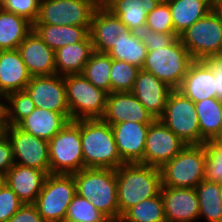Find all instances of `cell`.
<instances>
[{
  "label": "cell",
  "instance_id": "6da1fadb",
  "mask_svg": "<svg viewBox=\"0 0 222 222\" xmlns=\"http://www.w3.org/2000/svg\"><path fill=\"white\" fill-rule=\"evenodd\" d=\"M115 173L119 221L129 208L160 193L162 181L158 167L141 163H124L115 170Z\"/></svg>",
  "mask_w": 222,
  "mask_h": 222
},
{
  "label": "cell",
  "instance_id": "7a4b0ae2",
  "mask_svg": "<svg viewBox=\"0 0 222 222\" xmlns=\"http://www.w3.org/2000/svg\"><path fill=\"white\" fill-rule=\"evenodd\" d=\"M76 194L90 203L111 222H119L117 179L114 169L83 168L73 173Z\"/></svg>",
  "mask_w": 222,
  "mask_h": 222
},
{
  "label": "cell",
  "instance_id": "3957f363",
  "mask_svg": "<svg viewBox=\"0 0 222 222\" xmlns=\"http://www.w3.org/2000/svg\"><path fill=\"white\" fill-rule=\"evenodd\" d=\"M81 142L84 168L116 170L124 164L111 125L102 119H81Z\"/></svg>",
  "mask_w": 222,
  "mask_h": 222
},
{
  "label": "cell",
  "instance_id": "277c9868",
  "mask_svg": "<svg viewBox=\"0 0 222 222\" xmlns=\"http://www.w3.org/2000/svg\"><path fill=\"white\" fill-rule=\"evenodd\" d=\"M194 61L179 37L168 47L147 51L142 70L152 73L172 89H178Z\"/></svg>",
  "mask_w": 222,
  "mask_h": 222
},
{
  "label": "cell",
  "instance_id": "5b68a950",
  "mask_svg": "<svg viewBox=\"0 0 222 222\" xmlns=\"http://www.w3.org/2000/svg\"><path fill=\"white\" fill-rule=\"evenodd\" d=\"M205 160L204 144L186 145L160 168L162 186L195 188L204 180Z\"/></svg>",
  "mask_w": 222,
  "mask_h": 222
},
{
  "label": "cell",
  "instance_id": "8992f818",
  "mask_svg": "<svg viewBox=\"0 0 222 222\" xmlns=\"http://www.w3.org/2000/svg\"><path fill=\"white\" fill-rule=\"evenodd\" d=\"M48 145L51 174H73L84 168L81 120L68 121Z\"/></svg>",
  "mask_w": 222,
  "mask_h": 222
},
{
  "label": "cell",
  "instance_id": "52a82bcc",
  "mask_svg": "<svg viewBox=\"0 0 222 222\" xmlns=\"http://www.w3.org/2000/svg\"><path fill=\"white\" fill-rule=\"evenodd\" d=\"M70 121L101 119L108 93L95 87L82 74L64 76Z\"/></svg>",
  "mask_w": 222,
  "mask_h": 222
},
{
  "label": "cell",
  "instance_id": "ba28073f",
  "mask_svg": "<svg viewBox=\"0 0 222 222\" xmlns=\"http://www.w3.org/2000/svg\"><path fill=\"white\" fill-rule=\"evenodd\" d=\"M76 195L73 174H48L33 203L45 222L65 220L68 206Z\"/></svg>",
  "mask_w": 222,
  "mask_h": 222
},
{
  "label": "cell",
  "instance_id": "9c48e42d",
  "mask_svg": "<svg viewBox=\"0 0 222 222\" xmlns=\"http://www.w3.org/2000/svg\"><path fill=\"white\" fill-rule=\"evenodd\" d=\"M194 60L217 58L222 52V21L211 10L179 35Z\"/></svg>",
  "mask_w": 222,
  "mask_h": 222
},
{
  "label": "cell",
  "instance_id": "30bf717a",
  "mask_svg": "<svg viewBox=\"0 0 222 222\" xmlns=\"http://www.w3.org/2000/svg\"><path fill=\"white\" fill-rule=\"evenodd\" d=\"M101 0H41L34 24L91 26Z\"/></svg>",
  "mask_w": 222,
  "mask_h": 222
},
{
  "label": "cell",
  "instance_id": "8fae6325",
  "mask_svg": "<svg viewBox=\"0 0 222 222\" xmlns=\"http://www.w3.org/2000/svg\"><path fill=\"white\" fill-rule=\"evenodd\" d=\"M159 119L185 144L200 145V128L195 103L177 89L170 93L164 113Z\"/></svg>",
  "mask_w": 222,
  "mask_h": 222
},
{
  "label": "cell",
  "instance_id": "7c38bea8",
  "mask_svg": "<svg viewBox=\"0 0 222 222\" xmlns=\"http://www.w3.org/2000/svg\"><path fill=\"white\" fill-rule=\"evenodd\" d=\"M4 133L11 142L15 164L50 174L48 141L27 133L18 126H5Z\"/></svg>",
  "mask_w": 222,
  "mask_h": 222
},
{
  "label": "cell",
  "instance_id": "4fadbf2b",
  "mask_svg": "<svg viewBox=\"0 0 222 222\" xmlns=\"http://www.w3.org/2000/svg\"><path fill=\"white\" fill-rule=\"evenodd\" d=\"M186 145L160 119H154L149 124L145 140L143 164L161 168Z\"/></svg>",
  "mask_w": 222,
  "mask_h": 222
},
{
  "label": "cell",
  "instance_id": "5bb4252c",
  "mask_svg": "<svg viewBox=\"0 0 222 222\" xmlns=\"http://www.w3.org/2000/svg\"><path fill=\"white\" fill-rule=\"evenodd\" d=\"M24 90L37 108L61 113L70 121L64 76H33Z\"/></svg>",
  "mask_w": 222,
  "mask_h": 222
},
{
  "label": "cell",
  "instance_id": "9a60e30c",
  "mask_svg": "<svg viewBox=\"0 0 222 222\" xmlns=\"http://www.w3.org/2000/svg\"><path fill=\"white\" fill-rule=\"evenodd\" d=\"M215 79V67L209 60H194L177 90L194 103L218 98Z\"/></svg>",
  "mask_w": 222,
  "mask_h": 222
},
{
  "label": "cell",
  "instance_id": "2e32d148",
  "mask_svg": "<svg viewBox=\"0 0 222 222\" xmlns=\"http://www.w3.org/2000/svg\"><path fill=\"white\" fill-rule=\"evenodd\" d=\"M166 222H199V200L195 188L161 186Z\"/></svg>",
  "mask_w": 222,
  "mask_h": 222
},
{
  "label": "cell",
  "instance_id": "e0dca14e",
  "mask_svg": "<svg viewBox=\"0 0 222 222\" xmlns=\"http://www.w3.org/2000/svg\"><path fill=\"white\" fill-rule=\"evenodd\" d=\"M173 90L152 73L140 69L131 93L154 119H159L164 113L168 97Z\"/></svg>",
  "mask_w": 222,
  "mask_h": 222
},
{
  "label": "cell",
  "instance_id": "ac0fdd59",
  "mask_svg": "<svg viewBox=\"0 0 222 222\" xmlns=\"http://www.w3.org/2000/svg\"><path fill=\"white\" fill-rule=\"evenodd\" d=\"M149 124L125 121L111 125L119 155L124 163L143 164Z\"/></svg>",
  "mask_w": 222,
  "mask_h": 222
},
{
  "label": "cell",
  "instance_id": "d6986e66",
  "mask_svg": "<svg viewBox=\"0 0 222 222\" xmlns=\"http://www.w3.org/2000/svg\"><path fill=\"white\" fill-rule=\"evenodd\" d=\"M104 122L110 125L125 121L151 123L154 118L131 92H111L107 95Z\"/></svg>",
  "mask_w": 222,
  "mask_h": 222
},
{
  "label": "cell",
  "instance_id": "ffe728a7",
  "mask_svg": "<svg viewBox=\"0 0 222 222\" xmlns=\"http://www.w3.org/2000/svg\"><path fill=\"white\" fill-rule=\"evenodd\" d=\"M17 50L32 77L56 74L55 51L34 30L25 37Z\"/></svg>",
  "mask_w": 222,
  "mask_h": 222
},
{
  "label": "cell",
  "instance_id": "44dd1931",
  "mask_svg": "<svg viewBox=\"0 0 222 222\" xmlns=\"http://www.w3.org/2000/svg\"><path fill=\"white\" fill-rule=\"evenodd\" d=\"M128 29L118 16L101 3L93 13L89 29L94 51L107 53L114 47L116 37Z\"/></svg>",
  "mask_w": 222,
  "mask_h": 222
},
{
  "label": "cell",
  "instance_id": "7402d4cb",
  "mask_svg": "<svg viewBox=\"0 0 222 222\" xmlns=\"http://www.w3.org/2000/svg\"><path fill=\"white\" fill-rule=\"evenodd\" d=\"M47 174L42 170L14 164L4 176L6 183L23 203H34Z\"/></svg>",
  "mask_w": 222,
  "mask_h": 222
},
{
  "label": "cell",
  "instance_id": "603a6c76",
  "mask_svg": "<svg viewBox=\"0 0 222 222\" xmlns=\"http://www.w3.org/2000/svg\"><path fill=\"white\" fill-rule=\"evenodd\" d=\"M31 77L17 49L0 50V93L4 97L24 90Z\"/></svg>",
  "mask_w": 222,
  "mask_h": 222
},
{
  "label": "cell",
  "instance_id": "cb8c5ba5",
  "mask_svg": "<svg viewBox=\"0 0 222 222\" xmlns=\"http://www.w3.org/2000/svg\"><path fill=\"white\" fill-rule=\"evenodd\" d=\"M162 0H101L130 30L146 24L147 15Z\"/></svg>",
  "mask_w": 222,
  "mask_h": 222
},
{
  "label": "cell",
  "instance_id": "d4e9b609",
  "mask_svg": "<svg viewBox=\"0 0 222 222\" xmlns=\"http://www.w3.org/2000/svg\"><path fill=\"white\" fill-rule=\"evenodd\" d=\"M94 52L90 36L83 42L69 44L55 51L56 74H81Z\"/></svg>",
  "mask_w": 222,
  "mask_h": 222
},
{
  "label": "cell",
  "instance_id": "484cf974",
  "mask_svg": "<svg viewBox=\"0 0 222 222\" xmlns=\"http://www.w3.org/2000/svg\"><path fill=\"white\" fill-rule=\"evenodd\" d=\"M67 122L68 120L61 113L36 107L18 127L49 142Z\"/></svg>",
  "mask_w": 222,
  "mask_h": 222
},
{
  "label": "cell",
  "instance_id": "4316f807",
  "mask_svg": "<svg viewBox=\"0 0 222 222\" xmlns=\"http://www.w3.org/2000/svg\"><path fill=\"white\" fill-rule=\"evenodd\" d=\"M172 15L174 32L179 36L213 10L212 0H165Z\"/></svg>",
  "mask_w": 222,
  "mask_h": 222
},
{
  "label": "cell",
  "instance_id": "83f0119b",
  "mask_svg": "<svg viewBox=\"0 0 222 222\" xmlns=\"http://www.w3.org/2000/svg\"><path fill=\"white\" fill-rule=\"evenodd\" d=\"M89 29L90 26L33 24V30L54 51L69 44L85 41L90 36Z\"/></svg>",
  "mask_w": 222,
  "mask_h": 222
},
{
  "label": "cell",
  "instance_id": "f1b7e54d",
  "mask_svg": "<svg viewBox=\"0 0 222 222\" xmlns=\"http://www.w3.org/2000/svg\"><path fill=\"white\" fill-rule=\"evenodd\" d=\"M33 30L25 18L0 7V50H15Z\"/></svg>",
  "mask_w": 222,
  "mask_h": 222
},
{
  "label": "cell",
  "instance_id": "f546056e",
  "mask_svg": "<svg viewBox=\"0 0 222 222\" xmlns=\"http://www.w3.org/2000/svg\"><path fill=\"white\" fill-rule=\"evenodd\" d=\"M200 128V145L216 139L220 132L222 100L206 98L195 103Z\"/></svg>",
  "mask_w": 222,
  "mask_h": 222
},
{
  "label": "cell",
  "instance_id": "4dcf8cb0",
  "mask_svg": "<svg viewBox=\"0 0 222 222\" xmlns=\"http://www.w3.org/2000/svg\"><path fill=\"white\" fill-rule=\"evenodd\" d=\"M195 190L199 200V220L222 222V184L202 180Z\"/></svg>",
  "mask_w": 222,
  "mask_h": 222
},
{
  "label": "cell",
  "instance_id": "1f68e13d",
  "mask_svg": "<svg viewBox=\"0 0 222 222\" xmlns=\"http://www.w3.org/2000/svg\"><path fill=\"white\" fill-rule=\"evenodd\" d=\"M107 54L112 59L127 62L141 69L147 55V47L128 29L116 37L114 47Z\"/></svg>",
  "mask_w": 222,
  "mask_h": 222
},
{
  "label": "cell",
  "instance_id": "d6a6232c",
  "mask_svg": "<svg viewBox=\"0 0 222 222\" xmlns=\"http://www.w3.org/2000/svg\"><path fill=\"white\" fill-rule=\"evenodd\" d=\"M112 60L107 53L94 51L81 73L91 84L108 94L111 93L110 71Z\"/></svg>",
  "mask_w": 222,
  "mask_h": 222
},
{
  "label": "cell",
  "instance_id": "836d02e7",
  "mask_svg": "<svg viewBox=\"0 0 222 222\" xmlns=\"http://www.w3.org/2000/svg\"><path fill=\"white\" fill-rule=\"evenodd\" d=\"M119 222H166L161 193L129 208Z\"/></svg>",
  "mask_w": 222,
  "mask_h": 222
},
{
  "label": "cell",
  "instance_id": "e575fe53",
  "mask_svg": "<svg viewBox=\"0 0 222 222\" xmlns=\"http://www.w3.org/2000/svg\"><path fill=\"white\" fill-rule=\"evenodd\" d=\"M36 108L33 100L25 91H16L5 97V124L18 126Z\"/></svg>",
  "mask_w": 222,
  "mask_h": 222
},
{
  "label": "cell",
  "instance_id": "d590c367",
  "mask_svg": "<svg viewBox=\"0 0 222 222\" xmlns=\"http://www.w3.org/2000/svg\"><path fill=\"white\" fill-rule=\"evenodd\" d=\"M65 220L69 222H111L90 203V200L77 194L68 206Z\"/></svg>",
  "mask_w": 222,
  "mask_h": 222
},
{
  "label": "cell",
  "instance_id": "8d00e7d4",
  "mask_svg": "<svg viewBox=\"0 0 222 222\" xmlns=\"http://www.w3.org/2000/svg\"><path fill=\"white\" fill-rule=\"evenodd\" d=\"M140 68L124 61L112 60L111 92H131Z\"/></svg>",
  "mask_w": 222,
  "mask_h": 222
},
{
  "label": "cell",
  "instance_id": "74e56055",
  "mask_svg": "<svg viewBox=\"0 0 222 222\" xmlns=\"http://www.w3.org/2000/svg\"><path fill=\"white\" fill-rule=\"evenodd\" d=\"M206 160L204 180L222 184V141L212 139L204 143Z\"/></svg>",
  "mask_w": 222,
  "mask_h": 222
},
{
  "label": "cell",
  "instance_id": "f35d334b",
  "mask_svg": "<svg viewBox=\"0 0 222 222\" xmlns=\"http://www.w3.org/2000/svg\"><path fill=\"white\" fill-rule=\"evenodd\" d=\"M131 33L145 44L147 51H152L159 47H168L179 37L177 34L155 32L146 24L131 29Z\"/></svg>",
  "mask_w": 222,
  "mask_h": 222
},
{
  "label": "cell",
  "instance_id": "ab89813d",
  "mask_svg": "<svg viewBox=\"0 0 222 222\" xmlns=\"http://www.w3.org/2000/svg\"><path fill=\"white\" fill-rule=\"evenodd\" d=\"M146 25L155 32L176 34L174 32L170 7L165 0H162L150 13H148Z\"/></svg>",
  "mask_w": 222,
  "mask_h": 222
},
{
  "label": "cell",
  "instance_id": "60d3db41",
  "mask_svg": "<svg viewBox=\"0 0 222 222\" xmlns=\"http://www.w3.org/2000/svg\"><path fill=\"white\" fill-rule=\"evenodd\" d=\"M41 0H0V7L35 23Z\"/></svg>",
  "mask_w": 222,
  "mask_h": 222
},
{
  "label": "cell",
  "instance_id": "b9f144b4",
  "mask_svg": "<svg viewBox=\"0 0 222 222\" xmlns=\"http://www.w3.org/2000/svg\"><path fill=\"white\" fill-rule=\"evenodd\" d=\"M24 203L6 184L0 187V222H7Z\"/></svg>",
  "mask_w": 222,
  "mask_h": 222
},
{
  "label": "cell",
  "instance_id": "7bdbcfd3",
  "mask_svg": "<svg viewBox=\"0 0 222 222\" xmlns=\"http://www.w3.org/2000/svg\"><path fill=\"white\" fill-rule=\"evenodd\" d=\"M14 164L11 142L8 136L3 133L0 136V176L4 177Z\"/></svg>",
  "mask_w": 222,
  "mask_h": 222
},
{
  "label": "cell",
  "instance_id": "ee69618b",
  "mask_svg": "<svg viewBox=\"0 0 222 222\" xmlns=\"http://www.w3.org/2000/svg\"><path fill=\"white\" fill-rule=\"evenodd\" d=\"M7 222H45L33 203H24Z\"/></svg>",
  "mask_w": 222,
  "mask_h": 222
},
{
  "label": "cell",
  "instance_id": "f6af8a7d",
  "mask_svg": "<svg viewBox=\"0 0 222 222\" xmlns=\"http://www.w3.org/2000/svg\"><path fill=\"white\" fill-rule=\"evenodd\" d=\"M209 61L214 65L215 67V73H216V88L218 93V98L222 100V64L216 59H209Z\"/></svg>",
  "mask_w": 222,
  "mask_h": 222
},
{
  "label": "cell",
  "instance_id": "bcb514c9",
  "mask_svg": "<svg viewBox=\"0 0 222 222\" xmlns=\"http://www.w3.org/2000/svg\"><path fill=\"white\" fill-rule=\"evenodd\" d=\"M213 1V10L218 14L222 21V0H212Z\"/></svg>",
  "mask_w": 222,
  "mask_h": 222
},
{
  "label": "cell",
  "instance_id": "7dc6e473",
  "mask_svg": "<svg viewBox=\"0 0 222 222\" xmlns=\"http://www.w3.org/2000/svg\"><path fill=\"white\" fill-rule=\"evenodd\" d=\"M0 120H5V97L0 94Z\"/></svg>",
  "mask_w": 222,
  "mask_h": 222
},
{
  "label": "cell",
  "instance_id": "c3c4849f",
  "mask_svg": "<svg viewBox=\"0 0 222 222\" xmlns=\"http://www.w3.org/2000/svg\"><path fill=\"white\" fill-rule=\"evenodd\" d=\"M5 120H0V136L4 133Z\"/></svg>",
  "mask_w": 222,
  "mask_h": 222
},
{
  "label": "cell",
  "instance_id": "681fc988",
  "mask_svg": "<svg viewBox=\"0 0 222 222\" xmlns=\"http://www.w3.org/2000/svg\"><path fill=\"white\" fill-rule=\"evenodd\" d=\"M221 123H220V132H219V136L216 138L218 140L222 141V113H221Z\"/></svg>",
  "mask_w": 222,
  "mask_h": 222
},
{
  "label": "cell",
  "instance_id": "f907efd6",
  "mask_svg": "<svg viewBox=\"0 0 222 222\" xmlns=\"http://www.w3.org/2000/svg\"><path fill=\"white\" fill-rule=\"evenodd\" d=\"M216 59L222 64V52Z\"/></svg>",
  "mask_w": 222,
  "mask_h": 222
},
{
  "label": "cell",
  "instance_id": "816d5d0a",
  "mask_svg": "<svg viewBox=\"0 0 222 222\" xmlns=\"http://www.w3.org/2000/svg\"><path fill=\"white\" fill-rule=\"evenodd\" d=\"M3 183H4V177L0 176V187L3 185Z\"/></svg>",
  "mask_w": 222,
  "mask_h": 222
}]
</instances>
